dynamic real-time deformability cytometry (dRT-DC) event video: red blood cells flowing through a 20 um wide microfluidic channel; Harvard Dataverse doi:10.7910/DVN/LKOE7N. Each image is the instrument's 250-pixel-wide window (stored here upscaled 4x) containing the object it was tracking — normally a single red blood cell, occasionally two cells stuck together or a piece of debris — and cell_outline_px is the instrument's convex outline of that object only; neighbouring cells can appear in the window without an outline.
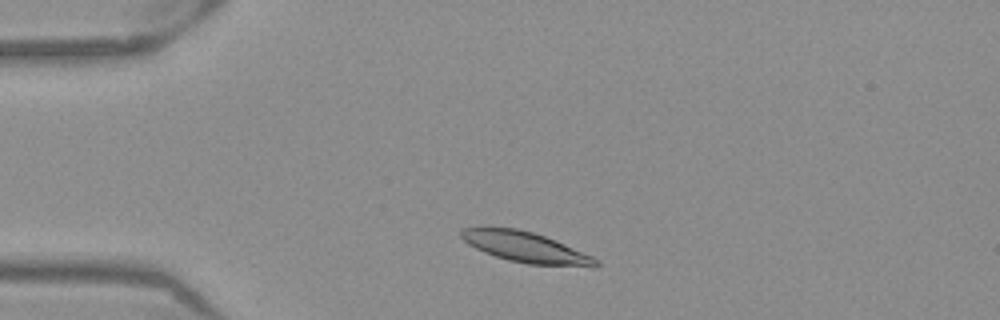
{"species": "Egyptian fruit bat (a non-hibernating species)", "species_latin": "Rousettus aegyptiacus", "temperature_condition": "warm", "stored_images_in_passage": 45, "camera_frame_rate_fps": 3000, "um_per_image_px": 0.085, "frame": {"image": 1, "passage_image": 5, "time_ms": 1.333, "image_size_px": [1000, 320], "cell_outline_px": [[600, 264], [596, 268], [592, 268], [528, 264], [508, 260], [484, 252], [468, 244], [460, 236], [460, 228], [484, 224], [488, 224], [516, 228], [532, 232], [556, 240], [592, 256], [600, 260]], "centroid_in_image_um": [44.65, 20.98], "position_along_channel_um": 40.4, "area_um2": 24.91}}
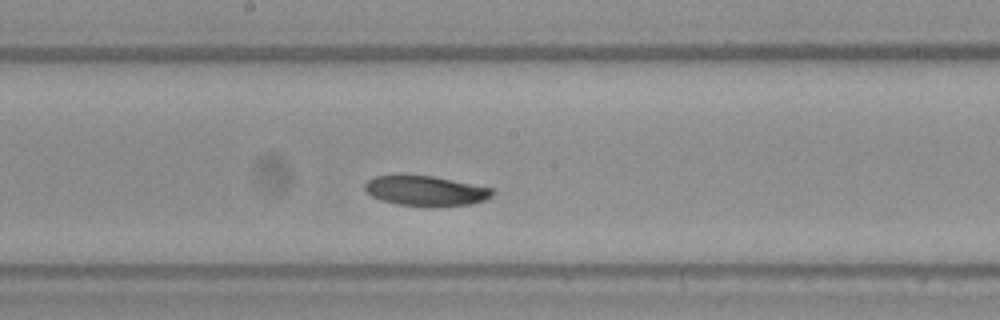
{"frame": {"image": 2, "passage_image": 21, "time_ms": 6.667, "image_size_px": [1000, 320], "cell_outline_px": [[496, 192], [492, 196], [484, 200], [472, 204], [432, 208], [396, 204], [380, 200], [372, 196], [364, 188], [364, 184], [368, 180], [376, 176], [432, 176], [492, 188]], "centroid_in_image_um": [36.21, 16.26], "position_along_channel_um": 212.0, "area_um2": 22.43}}
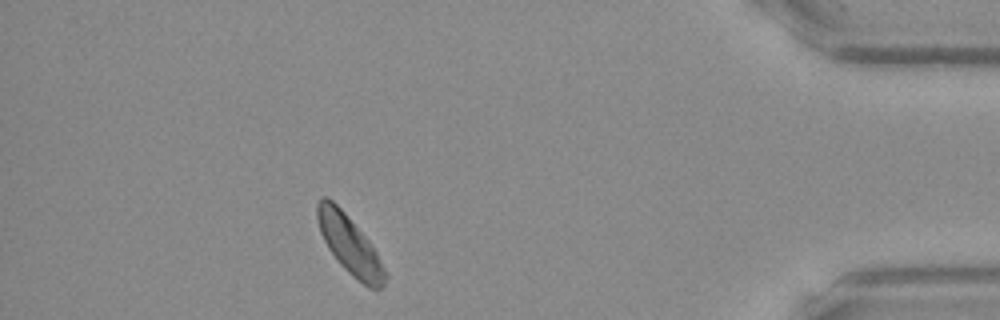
{"frame": {"image": 3, "passage_image": 40, "time_ms": 13.0, "image_size_px": [1000, 320], "cell_outline_px": [[388, 276], [384, 284], [380, 288], [368, 288], [356, 280], [336, 260], [328, 248], [320, 232], [316, 216], [316, 204], [320, 196], [328, 196], [344, 212], [372, 244], [388, 272]], "centroid_in_image_um": [29.73, 20.82], "position_along_channel_um": 405.5, "area_um2": 23.35}}